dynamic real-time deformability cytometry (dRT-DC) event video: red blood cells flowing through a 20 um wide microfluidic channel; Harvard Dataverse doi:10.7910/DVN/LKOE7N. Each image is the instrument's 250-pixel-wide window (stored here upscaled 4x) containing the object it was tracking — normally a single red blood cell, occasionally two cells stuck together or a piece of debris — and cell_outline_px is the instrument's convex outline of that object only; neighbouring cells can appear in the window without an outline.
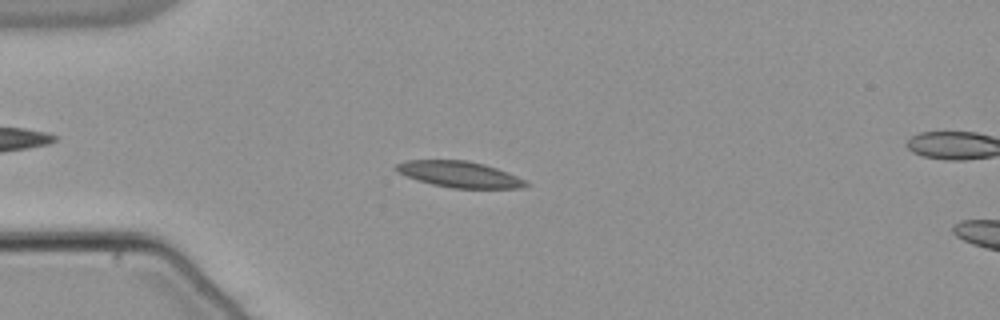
{"species": "common noctule bat (a hibernating species)", "species_latin": "Nyctalus noctula", "temperature_condition": "warm", "stored_images_in_passage": 42, "camera_frame_rate_fps": 3000, "um_per_image_px": 0.085, "animal": {"sex": "male", "body_mass_g": 21.5, "forearm_length_mm": 52.0}, "frame": {"image": 1, "passage_image": 2, "time_ms": 0.333, "image_size_px": [1000, 320], "cell_outline_px": [[528, 184], [520, 188], [452, 188], [432, 184], [408, 176], [392, 168], [396, 164], [408, 160], [468, 160], [484, 164], [496, 168], [516, 176], [524, 180]], "centroid_in_image_um": [39.03, 14.81], "position_along_channel_um": 46.0, "area_um2": 19.36}}
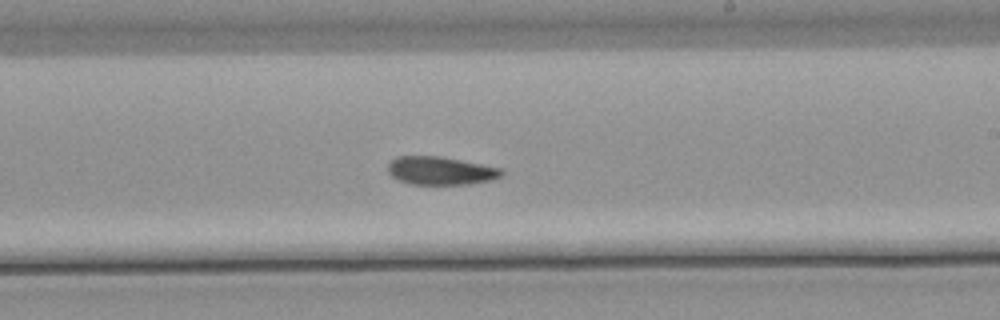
{"frame": {"image": 2, "passage_image": 20, "time_ms": 6.333, "image_size_px": [1000, 320], "cell_outline_px": [[504, 172], [500, 176], [492, 180], [468, 184], [412, 184], [400, 180], [392, 176], [388, 172], [388, 164], [396, 156], [440, 156], [500, 168]], "centroid_in_image_um": [37.43, 14.51], "position_along_channel_um": 251.6, "area_um2": 18.44}}
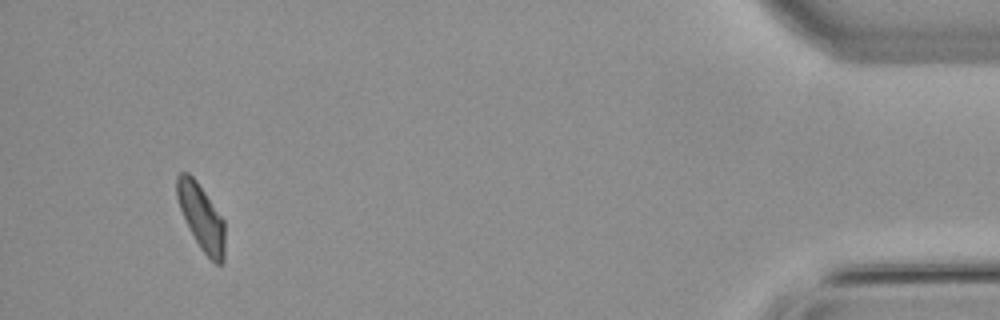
{"frame": {"image": 3, "passage_image": 39, "time_ms": 12.667, "image_size_px": [1000, 320], "cell_outline_px": [[224, 260], [220, 264], [216, 264], [200, 248], [180, 208], [176, 196], [176, 176], [180, 172], [188, 172], [196, 180], [224, 220]], "centroid_in_image_um": [17.11, 18.42], "position_along_channel_um": 418.1, "area_um2": 17.98}, "authors_computed_cell_mechanics": {"area_um2": 18.8428, "velocity_mm_per_s": 3.7652, "shape_relaxation_time_tau1_ms": null, "shape_relaxation_time_tau2_ms": 7.3415, "deformation_change_tau1": null, "deformation_change_tau2": 0.1222}}